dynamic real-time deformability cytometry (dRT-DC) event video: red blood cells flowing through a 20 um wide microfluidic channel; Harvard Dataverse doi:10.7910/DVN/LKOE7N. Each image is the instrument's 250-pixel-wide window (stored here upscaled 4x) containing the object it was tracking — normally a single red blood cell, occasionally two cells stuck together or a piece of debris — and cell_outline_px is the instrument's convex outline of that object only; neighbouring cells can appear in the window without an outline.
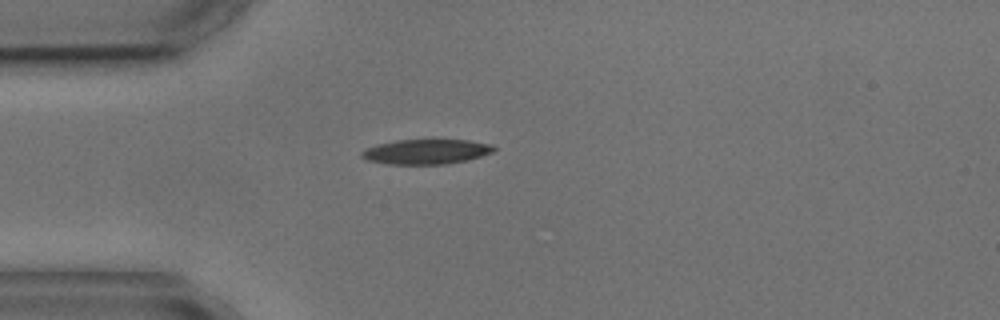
{"species": "common noctule bat (a hibernating species)", "species_latin": "Nyctalus noctula", "temperature_condition": "cold", "stored_images_in_passage": 1, "camera_frame_rate_fps": 3000, "um_per_image_px": 0.085, "animal": {"sex": "male", "body_mass_g": 17.9, "forearm_length_mm": 54.2}, "frame": {"image": 1, "passage_image": 1, "time_ms": 0.0, "image_size_px": [1000, 320], "cell_outline_px": [[496, 148], [492, 152], [480, 156], [464, 160], [444, 164], [388, 164], [368, 160], [360, 156], [360, 152], [364, 148], [376, 144], [396, 140], [468, 140], [492, 144]], "centroid_in_image_um": [36.17, 12.88], "position_along_channel_um": 48.8, "area_um2": 19.07}}